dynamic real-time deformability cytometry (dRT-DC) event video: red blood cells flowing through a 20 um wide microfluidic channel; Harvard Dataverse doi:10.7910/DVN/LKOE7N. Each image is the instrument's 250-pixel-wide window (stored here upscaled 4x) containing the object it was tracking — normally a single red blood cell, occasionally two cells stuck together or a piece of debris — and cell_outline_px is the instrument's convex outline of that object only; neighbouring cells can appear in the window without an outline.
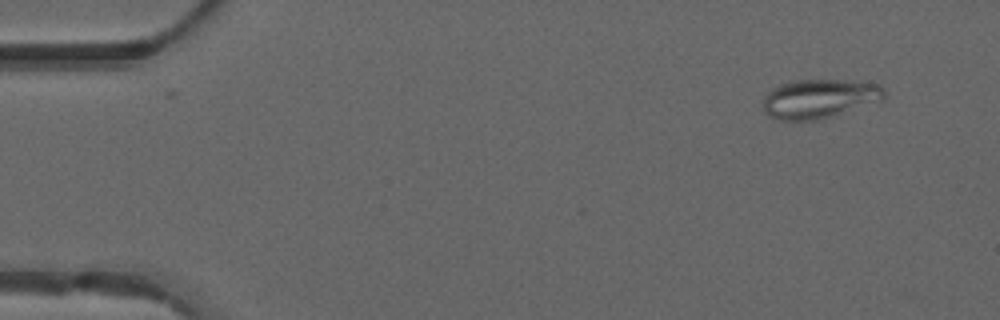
{"species": "common noctule bat (a hibernating species)", "species_latin": "Nyctalus noctula", "temperature_condition": "warm", "stored_images_in_passage": 49, "camera_frame_rate_fps": 3000, "um_per_image_px": 0.085, "animal": {"sex": "male", "forearm_length_mm": 52.5}, "frame": {"image": 1, "passage_image": 4, "time_ms": 1.0, "image_size_px": [1000, 320], "cell_outline_px": [[884, 96], [880, 100], [820, 120], [776, 120], [768, 116], [764, 112], [764, 96], [772, 88], [780, 84], [792, 80], [844, 80], [880, 84], [884, 88]], "centroid_in_image_um": [69.59, 8.38], "position_along_channel_um": 15.4, "area_um2": 27.51}}
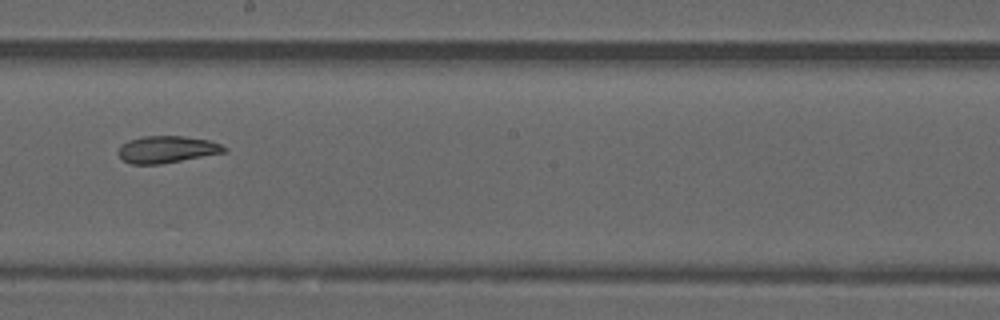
{"frame": {"image": 2, "passage_image": 28, "time_ms": 9.0, "image_size_px": [1000, 320], "cell_outline_px": [[228, 148], [224, 152], [160, 164], [132, 164], [124, 160], [116, 152], [120, 144], [128, 140], [140, 136], [184, 136], [208, 140], [220, 144]], "centroid_in_image_um": [14.12, 12.69], "position_along_channel_um": 234.1, "area_um2": 16.59}}
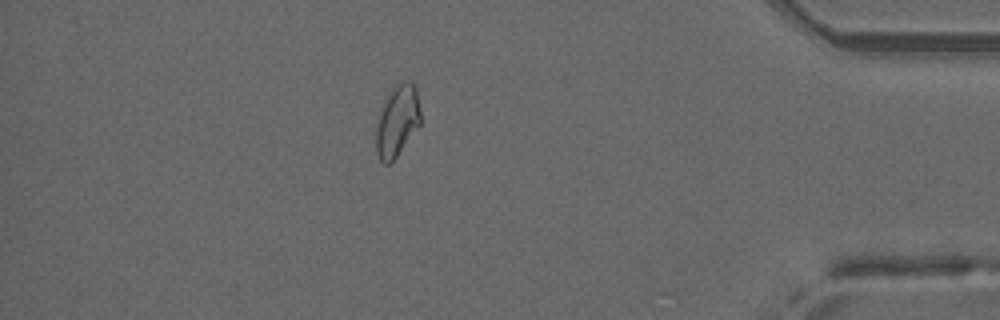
{"frame": {"image": 3, "passage_image": 43, "time_ms": 14.0, "image_size_px": [1000, 320], "cell_outline_px": [[420, 124], [396, 156], [388, 164], [384, 164], [380, 160], [376, 152], [376, 128], [380, 112], [392, 88], [396, 84], [404, 80], [408, 80], [416, 88], [420, 112]], "centroid_in_image_um": [33.76, 10.27], "position_along_channel_um": 401.4, "area_um2": 18.03}, "authors_computed_cell_mechanics": {"area_um2": 19.074, "velocity_mm_per_s": 4.1543, "shape_relaxation_time_tau1_ms": null, "shape_relaxation_time_tau2_ms": 4.5128, "deformation_change_tau1": null, "deformation_change_tau2": 0.1141}}